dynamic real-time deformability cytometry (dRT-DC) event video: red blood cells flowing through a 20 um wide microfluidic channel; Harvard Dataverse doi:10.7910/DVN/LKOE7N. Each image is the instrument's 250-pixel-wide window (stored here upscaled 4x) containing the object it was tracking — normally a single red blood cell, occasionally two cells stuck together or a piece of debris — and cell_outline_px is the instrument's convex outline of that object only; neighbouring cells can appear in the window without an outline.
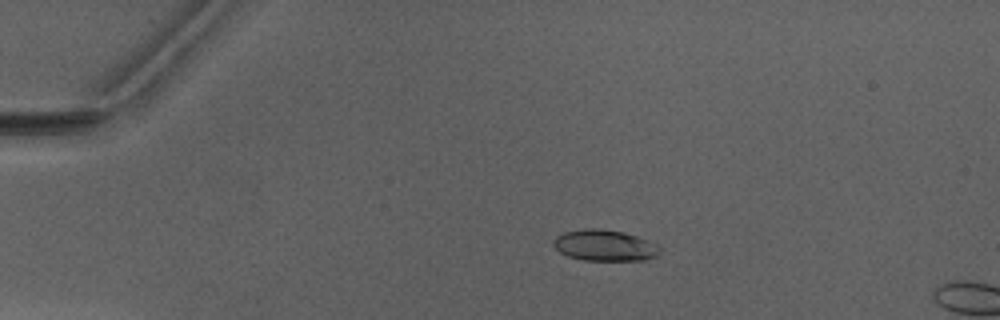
{"species": "Egyptian fruit bat (a non-hibernating species)", "species_latin": "Rousettus aegyptiacus", "temperature_condition": "warm", "stored_images_in_passage": 6, "camera_frame_rate_fps": 3000, "um_per_image_px": 0.085, "animal": {"sex": "male"}, "frame": {"image": 1, "passage_image": 4, "time_ms": 3.667, "image_size_px": [1000, 320], "cell_outline_px": [[660, 252], [656, 256], [644, 260], [584, 260], [568, 256], [560, 252], [552, 244], [552, 240], [556, 236], [564, 232], [584, 228], [596, 228], [624, 232], [648, 240], [656, 244], [660, 248]], "centroid_in_image_um": [51.37, 20.85], "position_along_channel_um": 33.6, "area_um2": 19.31}}